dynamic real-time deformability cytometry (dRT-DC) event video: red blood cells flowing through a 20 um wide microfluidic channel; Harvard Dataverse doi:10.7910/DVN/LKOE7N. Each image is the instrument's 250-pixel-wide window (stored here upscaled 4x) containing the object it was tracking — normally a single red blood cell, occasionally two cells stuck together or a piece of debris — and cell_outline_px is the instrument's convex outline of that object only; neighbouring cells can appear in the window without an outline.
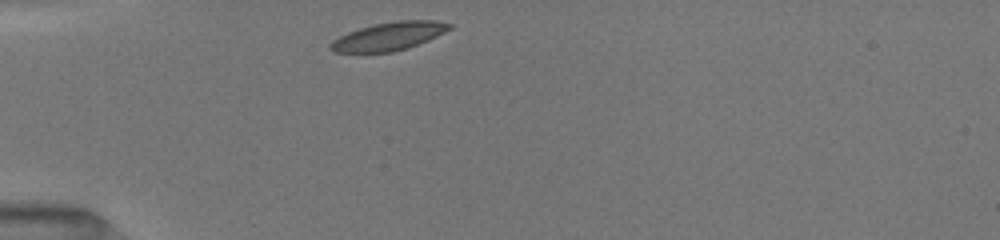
{"species": "common noctule bat (a hibernating species)", "species_latin": "Nyctalus noctula", "temperature_condition": "room temperature", "stored_images_in_passage": 33, "camera_frame_rate_fps": 3000, "um_per_image_px": 0.085, "animal": {"sex": "female", "body_mass_g": 19.5, "forearm_length_mm": 54.1}, "frame": {"image": 1, "passage_image": 1, "time_ms": 0.0, "image_size_px": [1000, 240], "cell_outline_px": [[452, 28], [428, 40], [408, 48], [392, 52], [332, 52], [328, 48], [328, 44], [332, 40], [348, 32], [360, 28], [376, 24], [396, 20], [436, 20], [452, 24]], "centroid_in_image_um": [33.04, 3.08], "position_along_channel_um": 52.0, "area_um2": 19.54}}
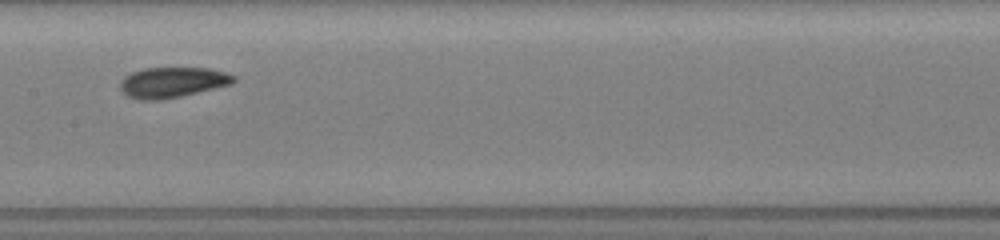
{"frame": {"image": 2, "passage_image": 13, "time_ms": 4.0, "image_size_px": [1000, 240], "cell_outline_px": [[236, 80], [232, 84], [180, 96], [160, 100], [140, 100], [128, 96], [120, 92], [120, 80], [124, 76], [132, 72], [144, 68], [208, 68], [224, 72], [236, 76]], "centroid_in_image_um": [14.62, 7.0], "position_along_channel_um": 192.8, "area_um2": 20.17}}
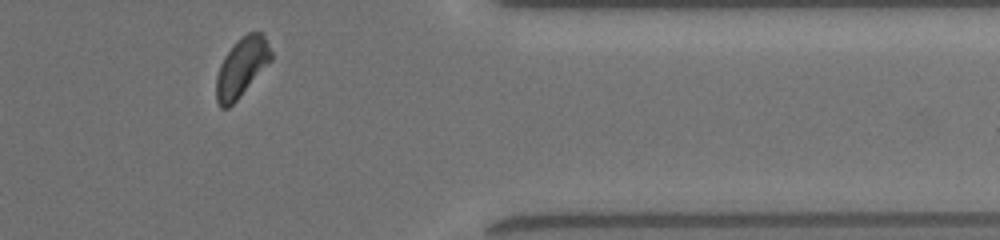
{"frame": {"image": 3, "passage_image": 29, "time_ms": 9.333, "image_size_px": [1000, 240], "cell_outline_px": [[272, 60], [236, 100], [228, 108], [220, 108], [216, 100], [216, 76], [220, 64], [224, 56], [236, 40], [248, 32], [260, 32], [264, 36], [272, 52]], "centroid_in_image_um": [20.52, 5.71], "position_along_channel_um": 390.9, "area_um2": 18.73}, "authors_computed_cell_mechanics": {"area_um2": 19.8832, "velocity_mm_per_s": 3.988, "shape_relaxation_time_tau1_ms": 2.949, "shape_relaxation_time_tau2_ms": 6.5001, "deformation_change_tau1": 0.095, "deformation_change_tau2": 0.1022}}